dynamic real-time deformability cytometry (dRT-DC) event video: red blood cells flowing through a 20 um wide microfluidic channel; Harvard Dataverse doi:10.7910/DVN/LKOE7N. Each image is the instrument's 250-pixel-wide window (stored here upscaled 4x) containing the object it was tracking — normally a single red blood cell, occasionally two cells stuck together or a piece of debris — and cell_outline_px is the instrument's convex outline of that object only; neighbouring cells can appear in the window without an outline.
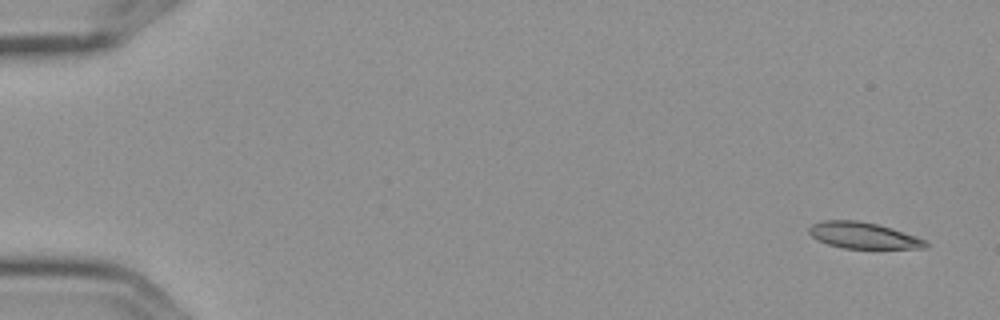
{"species": "Egyptian fruit bat (a non-hibernating species)", "species_latin": "Rousettus aegyptiacus", "temperature_condition": "cold", "stored_images_in_passage": 16, "segment_of_instrument_passage": [1, 2], "camera_frame_rate_fps": 3000, "um_per_image_px": 0.085, "frame": {"image": 1, "passage_image": 1, "time_ms": 0.0, "image_size_px": [1000, 320], "cell_outline_px": [[928, 244], [924, 248], [844, 248], [828, 244], [812, 236], [808, 232], [808, 228], [812, 224], [824, 220], [856, 220], [876, 224], [892, 228], [924, 240]], "centroid_in_image_um": [73.33, 20.0], "position_along_channel_um": 11.7, "area_um2": 17.46}}
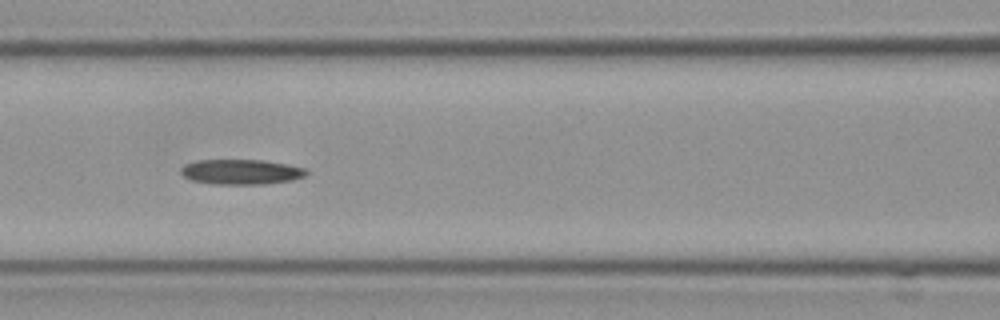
{"frame": {"image": 2, "passage_image": 7, "time_ms": 2.0, "image_size_px": [1000, 320], "cell_outline_px": [[308, 172], [304, 176], [292, 180], [268, 184], [216, 184], [192, 180], [184, 176], [180, 172], [180, 168], [184, 164], [196, 160], [264, 160], [304, 168]], "centroid_in_image_um": [20.47, 14.61], "position_along_channel_um": 146.1, "area_um2": 18.26}}
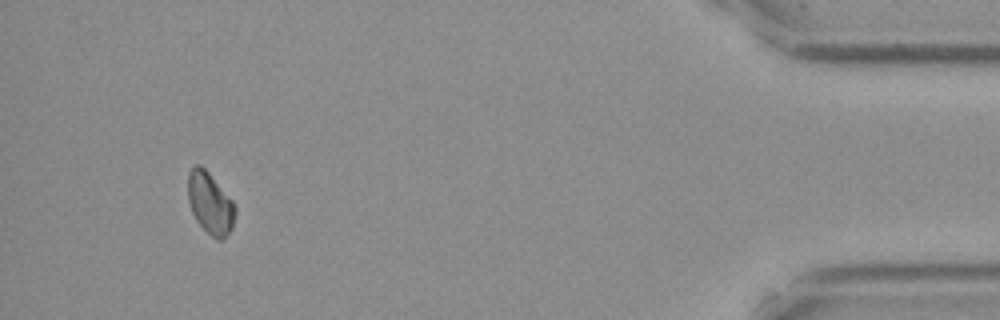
{"frame": {"image": 3, "passage_image": 14, "time_ms": 4.333, "image_size_px": [1000, 320], "cell_outline_px": [[236, 212], [232, 228], [220, 240], [216, 240], [196, 220], [192, 212], [188, 200], [188, 172], [196, 164], [200, 164], [208, 172], [232, 200], [236, 208]], "centroid_in_image_um": [17.85, 17.26], "position_along_channel_um": 417.3, "area_um2": 16.7}}